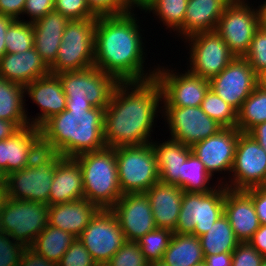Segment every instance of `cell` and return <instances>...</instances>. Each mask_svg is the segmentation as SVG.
Wrapping results in <instances>:
<instances>
[{
  "mask_svg": "<svg viewBox=\"0 0 266 266\" xmlns=\"http://www.w3.org/2000/svg\"><path fill=\"white\" fill-rule=\"evenodd\" d=\"M159 113L162 114V90L155 77L119 82L105 108L106 147L141 146L152 142L155 122L162 117Z\"/></svg>",
  "mask_w": 266,
  "mask_h": 266,
  "instance_id": "cell-1",
  "label": "cell"
},
{
  "mask_svg": "<svg viewBox=\"0 0 266 266\" xmlns=\"http://www.w3.org/2000/svg\"><path fill=\"white\" fill-rule=\"evenodd\" d=\"M135 12L98 16L96 21L94 66L119 82L145 81L156 75V65L148 70L144 66L147 58L145 30L141 29V20Z\"/></svg>",
  "mask_w": 266,
  "mask_h": 266,
  "instance_id": "cell-2",
  "label": "cell"
},
{
  "mask_svg": "<svg viewBox=\"0 0 266 266\" xmlns=\"http://www.w3.org/2000/svg\"><path fill=\"white\" fill-rule=\"evenodd\" d=\"M105 109L90 104L67 103L66 109L50 117L40 127L62 157H76L106 148Z\"/></svg>",
  "mask_w": 266,
  "mask_h": 266,
  "instance_id": "cell-3",
  "label": "cell"
},
{
  "mask_svg": "<svg viewBox=\"0 0 266 266\" xmlns=\"http://www.w3.org/2000/svg\"><path fill=\"white\" fill-rule=\"evenodd\" d=\"M82 170L84 198L100 209H111L122 196L116 148L85 152L74 157Z\"/></svg>",
  "mask_w": 266,
  "mask_h": 266,
  "instance_id": "cell-4",
  "label": "cell"
},
{
  "mask_svg": "<svg viewBox=\"0 0 266 266\" xmlns=\"http://www.w3.org/2000/svg\"><path fill=\"white\" fill-rule=\"evenodd\" d=\"M97 18L70 20L63 32L57 57L49 67L51 74L78 71L94 66Z\"/></svg>",
  "mask_w": 266,
  "mask_h": 266,
  "instance_id": "cell-5",
  "label": "cell"
},
{
  "mask_svg": "<svg viewBox=\"0 0 266 266\" xmlns=\"http://www.w3.org/2000/svg\"><path fill=\"white\" fill-rule=\"evenodd\" d=\"M119 186L123 194L145 193L159 182V170L152 143L116 148Z\"/></svg>",
  "mask_w": 266,
  "mask_h": 266,
  "instance_id": "cell-6",
  "label": "cell"
},
{
  "mask_svg": "<svg viewBox=\"0 0 266 266\" xmlns=\"http://www.w3.org/2000/svg\"><path fill=\"white\" fill-rule=\"evenodd\" d=\"M228 188L220 184L208 193L184 192L181 209L173 233L204 235L224 214L225 193Z\"/></svg>",
  "mask_w": 266,
  "mask_h": 266,
  "instance_id": "cell-7",
  "label": "cell"
},
{
  "mask_svg": "<svg viewBox=\"0 0 266 266\" xmlns=\"http://www.w3.org/2000/svg\"><path fill=\"white\" fill-rule=\"evenodd\" d=\"M61 81L67 103L90 104L106 108L119 81L95 66L56 74Z\"/></svg>",
  "mask_w": 266,
  "mask_h": 266,
  "instance_id": "cell-8",
  "label": "cell"
},
{
  "mask_svg": "<svg viewBox=\"0 0 266 266\" xmlns=\"http://www.w3.org/2000/svg\"><path fill=\"white\" fill-rule=\"evenodd\" d=\"M49 224V206L30 200L7 199L0 213L1 233L30 247Z\"/></svg>",
  "mask_w": 266,
  "mask_h": 266,
  "instance_id": "cell-9",
  "label": "cell"
},
{
  "mask_svg": "<svg viewBox=\"0 0 266 266\" xmlns=\"http://www.w3.org/2000/svg\"><path fill=\"white\" fill-rule=\"evenodd\" d=\"M259 26L258 6L248 0H232L219 18L215 31L236 57H243Z\"/></svg>",
  "mask_w": 266,
  "mask_h": 266,
  "instance_id": "cell-10",
  "label": "cell"
},
{
  "mask_svg": "<svg viewBox=\"0 0 266 266\" xmlns=\"http://www.w3.org/2000/svg\"><path fill=\"white\" fill-rule=\"evenodd\" d=\"M185 40L189 50L186 69L201 78L217 76L236 57L216 31L197 33Z\"/></svg>",
  "mask_w": 266,
  "mask_h": 266,
  "instance_id": "cell-11",
  "label": "cell"
},
{
  "mask_svg": "<svg viewBox=\"0 0 266 266\" xmlns=\"http://www.w3.org/2000/svg\"><path fill=\"white\" fill-rule=\"evenodd\" d=\"M224 185L236 191L266 186V151L248 133H239L233 167Z\"/></svg>",
  "mask_w": 266,
  "mask_h": 266,
  "instance_id": "cell-12",
  "label": "cell"
},
{
  "mask_svg": "<svg viewBox=\"0 0 266 266\" xmlns=\"http://www.w3.org/2000/svg\"><path fill=\"white\" fill-rule=\"evenodd\" d=\"M157 65L155 78L162 90V107L201 106L210 88L209 80L194 75L188 69L182 68V72L176 67Z\"/></svg>",
  "mask_w": 266,
  "mask_h": 266,
  "instance_id": "cell-13",
  "label": "cell"
},
{
  "mask_svg": "<svg viewBox=\"0 0 266 266\" xmlns=\"http://www.w3.org/2000/svg\"><path fill=\"white\" fill-rule=\"evenodd\" d=\"M162 118L173 141L187 146L217 134L223 127L198 107H162ZM167 123V124H166Z\"/></svg>",
  "mask_w": 266,
  "mask_h": 266,
  "instance_id": "cell-14",
  "label": "cell"
},
{
  "mask_svg": "<svg viewBox=\"0 0 266 266\" xmlns=\"http://www.w3.org/2000/svg\"><path fill=\"white\" fill-rule=\"evenodd\" d=\"M98 266L107 265L126 242L111 209H100L78 237Z\"/></svg>",
  "mask_w": 266,
  "mask_h": 266,
  "instance_id": "cell-15",
  "label": "cell"
},
{
  "mask_svg": "<svg viewBox=\"0 0 266 266\" xmlns=\"http://www.w3.org/2000/svg\"><path fill=\"white\" fill-rule=\"evenodd\" d=\"M239 133L238 128H223L217 134L191 146L192 153L200 159L211 176L216 173L224 175L217 177L219 184H225L226 179H229Z\"/></svg>",
  "mask_w": 266,
  "mask_h": 266,
  "instance_id": "cell-16",
  "label": "cell"
},
{
  "mask_svg": "<svg viewBox=\"0 0 266 266\" xmlns=\"http://www.w3.org/2000/svg\"><path fill=\"white\" fill-rule=\"evenodd\" d=\"M260 82L243 57H235L217 76L209 80L210 89L236 111Z\"/></svg>",
  "mask_w": 266,
  "mask_h": 266,
  "instance_id": "cell-17",
  "label": "cell"
},
{
  "mask_svg": "<svg viewBox=\"0 0 266 266\" xmlns=\"http://www.w3.org/2000/svg\"><path fill=\"white\" fill-rule=\"evenodd\" d=\"M41 164L36 168H23L6 175V191L9 199L30 200L49 206V195L56 164Z\"/></svg>",
  "mask_w": 266,
  "mask_h": 266,
  "instance_id": "cell-18",
  "label": "cell"
},
{
  "mask_svg": "<svg viewBox=\"0 0 266 266\" xmlns=\"http://www.w3.org/2000/svg\"><path fill=\"white\" fill-rule=\"evenodd\" d=\"M111 211L117 218L126 241H137L156 229L150 200L145 193L123 194Z\"/></svg>",
  "mask_w": 266,
  "mask_h": 266,
  "instance_id": "cell-19",
  "label": "cell"
},
{
  "mask_svg": "<svg viewBox=\"0 0 266 266\" xmlns=\"http://www.w3.org/2000/svg\"><path fill=\"white\" fill-rule=\"evenodd\" d=\"M25 97H30L37 105L40 113L28 116L29 125L39 128L50 117L63 112L67 106V98L56 74L49 73L24 86ZM27 94V95H26Z\"/></svg>",
  "mask_w": 266,
  "mask_h": 266,
  "instance_id": "cell-20",
  "label": "cell"
},
{
  "mask_svg": "<svg viewBox=\"0 0 266 266\" xmlns=\"http://www.w3.org/2000/svg\"><path fill=\"white\" fill-rule=\"evenodd\" d=\"M232 0H188L183 26L175 33L182 41L201 32L215 31Z\"/></svg>",
  "mask_w": 266,
  "mask_h": 266,
  "instance_id": "cell-21",
  "label": "cell"
},
{
  "mask_svg": "<svg viewBox=\"0 0 266 266\" xmlns=\"http://www.w3.org/2000/svg\"><path fill=\"white\" fill-rule=\"evenodd\" d=\"M224 215L240 242H248L260 226L252 199L244 191H226Z\"/></svg>",
  "mask_w": 266,
  "mask_h": 266,
  "instance_id": "cell-22",
  "label": "cell"
},
{
  "mask_svg": "<svg viewBox=\"0 0 266 266\" xmlns=\"http://www.w3.org/2000/svg\"><path fill=\"white\" fill-rule=\"evenodd\" d=\"M50 73V68L33 47L22 53H5L0 58V75L9 82L25 86Z\"/></svg>",
  "mask_w": 266,
  "mask_h": 266,
  "instance_id": "cell-23",
  "label": "cell"
},
{
  "mask_svg": "<svg viewBox=\"0 0 266 266\" xmlns=\"http://www.w3.org/2000/svg\"><path fill=\"white\" fill-rule=\"evenodd\" d=\"M84 198L82 170L74 157H62L56 164L49 206Z\"/></svg>",
  "mask_w": 266,
  "mask_h": 266,
  "instance_id": "cell-24",
  "label": "cell"
},
{
  "mask_svg": "<svg viewBox=\"0 0 266 266\" xmlns=\"http://www.w3.org/2000/svg\"><path fill=\"white\" fill-rule=\"evenodd\" d=\"M145 194L150 200L152 214L157 228L175 230L184 191L176 185L158 182Z\"/></svg>",
  "mask_w": 266,
  "mask_h": 266,
  "instance_id": "cell-25",
  "label": "cell"
},
{
  "mask_svg": "<svg viewBox=\"0 0 266 266\" xmlns=\"http://www.w3.org/2000/svg\"><path fill=\"white\" fill-rule=\"evenodd\" d=\"M100 208L82 198L49 206V225L60 228L78 238Z\"/></svg>",
  "mask_w": 266,
  "mask_h": 266,
  "instance_id": "cell-26",
  "label": "cell"
},
{
  "mask_svg": "<svg viewBox=\"0 0 266 266\" xmlns=\"http://www.w3.org/2000/svg\"><path fill=\"white\" fill-rule=\"evenodd\" d=\"M70 20L61 13L52 11L34 21V48L44 63L50 67L62 43L63 32Z\"/></svg>",
  "mask_w": 266,
  "mask_h": 266,
  "instance_id": "cell-27",
  "label": "cell"
},
{
  "mask_svg": "<svg viewBox=\"0 0 266 266\" xmlns=\"http://www.w3.org/2000/svg\"><path fill=\"white\" fill-rule=\"evenodd\" d=\"M151 143L156 155L159 181L179 187L182 164L192 152L191 147L170 138H167V141L165 138L162 141L154 139Z\"/></svg>",
  "mask_w": 266,
  "mask_h": 266,
  "instance_id": "cell-28",
  "label": "cell"
},
{
  "mask_svg": "<svg viewBox=\"0 0 266 266\" xmlns=\"http://www.w3.org/2000/svg\"><path fill=\"white\" fill-rule=\"evenodd\" d=\"M39 133V128L29 125L12 137L0 141V169L5 175L25 168L31 141Z\"/></svg>",
  "mask_w": 266,
  "mask_h": 266,
  "instance_id": "cell-29",
  "label": "cell"
},
{
  "mask_svg": "<svg viewBox=\"0 0 266 266\" xmlns=\"http://www.w3.org/2000/svg\"><path fill=\"white\" fill-rule=\"evenodd\" d=\"M24 86L0 75V119L13 121L20 129L29 126Z\"/></svg>",
  "mask_w": 266,
  "mask_h": 266,
  "instance_id": "cell-30",
  "label": "cell"
},
{
  "mask_svg": "<svg viewBox=\"0 0 266 266\" xmlns=\"http://www.w3.org/2000/svg\"><path fill=\"white\" fill-rule=\"evenodd\" d=\"M204 258L199 237L173 233L162 262L167 266H194Z\"/></svg>",
  "mask_w": 266,
  "mask_h": 266,
  "instance_id": "cell-31",
  "label": "cell"
},
{
  "mask_svg": "<svg viewBox=\"0 0 266 266\" xmlns=\"http://www.w3.org/2000/svg\"><path fill=\"white\" fill-rule=\"evenodd\" d=\"M75 239L72 234L48 224L30 248L47 260L58 263Z\"/></svg>",
  "mask_w": 266,
  "mask_h": 266,
  "instance_id": "cell-32",
  "label": "cell"
},
{
  "mask_svg": "<svg viewBox=\"0 0 266 266\" xmlns=\"http://www.w3.org/2000/svg\"><path fill=\"white\" fill-rule=\"evenodd\" d=\"M204 255H214L226 252H233L240 241L223 214L209 228V231L199 237Z\"/></svg>",
  "mask_w": 266,
  "mask_h": 266,
  "instance_id": "cell-33",
  "label": "cell"
},
{
  "mask_svg": "<svg viewBox=\"0 0 266 266\" xmlns=\"http://www.w3.org/2000/svg\"><path fill=\"white\" fill-rule=\"evenodd\" d=\"M212 177L206 171L200 159L191 152L182 164L181 175H179V188L184 192L208 193L220 185L216 180V184L213 183Z\"/></svg>",
  "mask_w": 266,
  "mask_h": 266,
  "instance_id": "cell-34",
  "label": "cell"
},
{
  "mask_svg": "<svg viewBox=\"0 0 266 266\" xmlns=\"http://www.w3.org/2000/svg\"><path fill=\"white\" fill-rule=\"evenodd\" d=\"M263 122H266V86L260 82L237 111L236 128L248 133Z\"/></svg>",
  "mask_w": 266,
  "mask_h": 266,
  "instance_id": "cell-35",
  "label": "cell"
},
{
  "mask_svg": "<svg viewBox=\"0 0 266 266\" xmlns=\"http://www.w3.org/2000/svg\"><path fill=\"white\" fill-rule=\"evenodd\" d=\"M188 0H150L140 11L153 16L163 22V27L170 33H176L182 26Z\"/></svg>",
  "mask_w": 266,
  "mask_h": 266,
  "instance_id": "cell-36",
  "label": "cell"
},
{
  "mask_svg": "<svg viewBox=\"0 0 266 266\" xmlns=\"http://www.w3.org/2000/svg\"><path fill=\"white\" fill-rule=\"evenodd\" d=\"M201 108L223 128H236L237 111L210 88L205 94Z\"/></svg>",
  "mask_w": 266,
  "mask_h": 266,
  "instance_id": "cell-37",
  "label": "cell"
},
{
  "mask_svg": "<svg viewBox=\"0 0 266 266\" xmlns=\"http://www.w3.org/2000/svg\"><path fill=\"white\" fill-rule=\"evenodd\" d=\"M6 53H22L34 47L32 22L15 19L5 35Z\"/></svg>",
  "mask_w": 266,
  "mask_h": 266,
  "instance_id": "cell-38",
  "label": "cell"
},
{
  "mask_svg": "<svg viewBox=\"0 0 266 266\" xmlns=\"http://www.w3.org/2000/svg\"><path fill=\"white\" fill-rule=\"evenodd\" d=\"M173 231L167 228H156L142 236L136 242L148 262L162 261L168 248Z\"/></svg>",
  "mask_w": 266,
  "mask_h": 266,
  "instance_id": "cell-39",
  "label": "cell"
},
{
  "mask_svg": "<svg viewBox=\"0 0 266 266\" xmlns=\"http://www.w3.org/2000/svg\"><path fill=\"white\" fill-rule=\"evenodd\" d=\"M59 156L53 143L40 132L31 141L25 167L36 168L41 164L53 163Z\"/></svg>",
  "mask_w": 266,
  "mask_h": 266,
  "instance_id": "cell-40",
  "label": "cell"
},
{
  "mask_svg": "<svg viewBox=\"0 0 266 266\" xmlns=\"http://www.w3.org/2000/svg\"><path fill=\"white\" fill-rule=\"evenodd\" d=\"M243 58L247 60L260 79L266 74V28L262 25L256 29Z\"/></svg>",
  "mask_w": 266,
  "mask_h": 266,
  "instance_id": "cell-41",
  "label": "cell"
},
{
  "mask_svg": "<svg viewBox=\"0 0 266 266\" xmlns=\"http://www.w3.org/2000/svg\"><path fill=\"white\" fill-rule=\"evenodd\" d=\"M148 263L139 244L135 241H126L107 266H147Z\"/></svg>",
  "mask_w": 266,
  "mask_h": 266,
  "instance_id": "cell-42",
  "label": "cell"
},
{
  "mask_svg": "<svg viewBox=\"0 0 266 266\" xmlns=\"http://www.w3.org/2000/svg\"><path fill=\"white\" fill-rule=\"evenodd\" d=\"M54 11L69 20L97 18L88 6L87 0H55Z\"/></svg>",
  "mask_w": 266,
  "mask_h": 266,
  "instance_id": "cell-43",
  "label": "cell"
},
{
  "mask_svg": "<svg viewBox=\"0 0 266 266\" xmlns=\"http://www.w3.org/2000/svg\"><path fill=\"white\" fill-rule=\"evenodd\" d=\"M87 3L97 17L119 15L137 9L131 0H87Z\"/></svg>",
  "mask_w": 266,
  "mask_h": 266,
  "instance_id": "cell-44",
  "label": "cell"
},
{
  "mask_svg": "<svg viewBox=\"0 0 266 266\" xmlns=\"http://www.w3.org/2000/svg\"><path fill=\"white\" fill-rule=\"evenodd\" d=\"M57 266H98L78 238L67 249Z\"/></svg>",
  "mask_w": 266,
  "mask_h": 266,
  "instance_id": "cell-45",
  "label": "cell"
},
{
  "mask_svg": "<svg viewBox=\"0 0 266 266\" xmlns=\"http://www.w3.org/2000/svg\"><path fill=\"white\" fill-rule=\"evenodd\" d=\"M25 248L8 234L0 233V266H18Z\"/></svg>",
  "mask_w": 266,
  "mask_h": 266,
  "instance_id": "cell-46",
  "label": "cell"
},
{
  "mask_svg": "<svg viewBox=\"0 0 266 266\" xmlns=\"http://www.w3.org/2000/svg\"><path fill=\"white\" fill-rule=\"evenodd\" d=\"M265 260L249 242H240L232 252L231 266H260Z\"/></svg>",
  "mask_w": 266,
  "mask_h": 266,
  "instance_id": "cell-47",
  "label": "cell"
},
{
  "mask_svg": "<svg viewBox=\"0 0 266 266\" xmlns=\"http://www.w3.org/2000/svg\"><path fill=\"white\" fill-rule=\"evenodd\" d=\"M55 0H26L24 5V10L22 12V21L34 22L47 13L54 11ZM28 16L27 20L24 19Z\"/></svg>",
  "mask_w": 266,
  "mask_h": 266,
  "instance_id": "cell-48",
  "label": "cell"
},
{
  "mask_svg": "<svg viewBox=\"0 0 266 266\" xmlns=\"http://www.w3.org/2000/svg\"><path fill=\"white\" fill-rule=\"evenodd\" d=\"M244 192L252 199L260 224L266 225V186L247 189Z\"/></svg>",
  "mask_w": 266,
  "mask_h": 266,
  "instance_id": "cell-49",
  "label": "cell"
},
{
  "mask_svg": "<svg viewBox=\"0 0 266 266\" xmlns=\"http://www.w3.org/2000/svg\"><path fill=\"white\" fill-rule=\"evenodd\" d=\"M18 266H57L56 262L47 260L42 255H39L30 247H26L20 258Z\"/></svg>",
  "mask_w": 266,
  "mask_h": 266,
  "instance_id": "cell-50",
  "label": "cell"
},
{
  "mask_svg": "<svg viewBox=\"0 0 266 266\" xmlns=\"http://www.w3.org/2000/svg\"><path fill=\"white\" fill-rule=\"evenodd\" d=\"M26 0H0V14L22 20Z\"/></svg>",
  "mask_w": 266,
  "mask_h": 266,
  "instance_id": "cell-51",
  "label": "cell"
},
{
  "mask_svg": "<svg viewBox=\"0 0 266 266\" xmlns=\"http://www.w3.org/2000/svg\"><path fill=\"white\" fill-rule=\"evenodd\" d=\"M248 242L266 258V225L260 224L253 237Z\"/></svg>",
  "mask_w": 266,
  "mask_h": 266,
  "instance_id": "cell-52",
  "label": "cell"
},
{
  "mask_svg": "<svg viewBox=\"0 0 266 266\" xmlns=\"http://www.w3.org/2000/svg\"><path fill=\"white\" fill-rule=\"evenodd\" d=\"M204 262L206 266H231L232 252L204 255Z\"/></svg>",
  "mask_w": 266,
  "mask_h": 266,
  "instance_id": "cell-53",
  "label": "cell"
},
{
  "mask_svg": "<svg viewBox=\"0 0 266 266\" xmlns=\"http://www.w3.org/2000/svg\"><path fill=\"white\" fill-rule=\"evenodd\" d=\"M14 20L10 16L0 14V58L6 53L5 35L9 25Z\"/></svg>",
  "mask_w": 266,
  "mask_h": 266,
  "instance_id": "cell-54",
  "label": "cell"
},
{
  "mask_svg": "<svg viewBox=\"0 0 266 266\" xmlns=\"http://www.w3.org/2000/svg\"><path fill=\"white\" fill-rule=\"evenodd\" d=\"M20 128L13 122L0 119V141L12 137Z\"/></svg>",
  "mask_w": 266,
  "mask_h": 266,
  "instance_id": "cell-55",
  "label": "cell"
},
{
  "mask_svg": "<svg viewBox=\"0 0 266 266\" xmlns=\"http://www.w3.org/2000/svg\"><path fill=\"white\" fill-rule=\"evenodd\" d=\"M258 144L266 151V122L256 125L249 132Z\"/></svg>",
  "mask_w": 266,
  "mask_h": 266,
  "instance_id": "cell-56",
  "label": "cell"
},
{
  "mask_svg": "<svg viewBox=\"0 0 266 266\" xmlns=\"http://www.w3.org/2000/svg\"><path fill=\"white\" fill-rule=\"evenodd\" d=\"M259 3L257 4H258V9H259V15H260V25L266 28V0L263 2L259 1Z\"/></svg>",
  "mask_w": 266,
  "mask_h": 266,
  "instance_id": "cell-57",
  "label": "cell"
},
{
  "mask_svg": "<svg viewBox=\"0 0 266 266\" xmlns=\"http://www.w3.org/2000/svg\"><path fill=\"white\" fill-rule=\"evenodd\" d=\"M7 199H8V194L6 191V186H1L0 187V213L3 210L4 204Z\"/></svg>",
  "mask_w": 266,
  "mask_h": 266,
  "instance_id": "cell-58",
  "label": "cell"
},
{
  "mask_svg": "<svg viewBox=\"0 0 266 266\" xmlns=\"http://www.w3.org/2000/svg\"><path fill=\"white\" fill-rule=\"evenodd\" d=\"M132 4L138 9H142L150 0H131Z\"/></svg>",
  "mask_w": 266,
  "mask_h": 266,
  "instance_id": "cell-59",
  "label": "cell"
},
{
  "mask_svg": "<svg viewBox=\"0 0 266 266\" xmlns=\"http://www.w3.org/2000/svg\"><path fill=\"white\" fill-rule=\"evenodd\" d=\"M6 186V175L5 173L0 169V187Z\"/></svg>",
  "mask_w": 266,
  "mask_h": 266,
  "instance_id": "cell-60",
  "label": "cell"
},
{
  "mask_svg": "<svg viewBox=\"0 0 266 266\" xmlns=\"http://www.w3.org/2000/svg\"><path fill=\"white\" fill-rule=\"evenodd\" d=\"M147 266H167L162 261L149 262Z\"/></svg>",
  "mask_w": 266,
  "mask_h": 266,
  "instance_id": "cell-61",
  "label": "cell"
},
{
  "mask_svg": "<svg viewBox=\"0 0 266 266\" xmlns=\"http://www.w3.org/2000/svg\"><path fill=\"white\" fill-rule=\"evenodd\" d=\"M260 80L266 86V74Z\"/></svg>",
  "mask_w": 266,
  "mask_h": 266,
  "instance_id": "cell-62",
  "label": "cell"
},
{
  "mask_svg": "<svg viewBox=\"0 0 266 266\" xmlns=\"http://www.w3.org/2000/svg\"><path fill=\"white\" fill-rule=\"evenodd\" d=\"M194 266H206V264H205L204 261H202V262H200V263H198V264H195Z\"/></svg>",
  "mask_w": 266,
  "mask_h": 266,
  "instance_id": "cell-63",
  "label": "cell"
},
{
  "mask_svg": "<svg viewBox=\"0 0 266 266\" xmlns=\"http://www.w3.org/2000/svg\"><path fill=\"white\" fill-rule=\"evenodd\" d=\"M260 266H266V258H265V260L262 262V264Z\"/></svg>",
  "mask_w": 266,
  "mask_h": 266,
  "instance_id": "cell-64",
  "label": "cell"
}]
</instances>
